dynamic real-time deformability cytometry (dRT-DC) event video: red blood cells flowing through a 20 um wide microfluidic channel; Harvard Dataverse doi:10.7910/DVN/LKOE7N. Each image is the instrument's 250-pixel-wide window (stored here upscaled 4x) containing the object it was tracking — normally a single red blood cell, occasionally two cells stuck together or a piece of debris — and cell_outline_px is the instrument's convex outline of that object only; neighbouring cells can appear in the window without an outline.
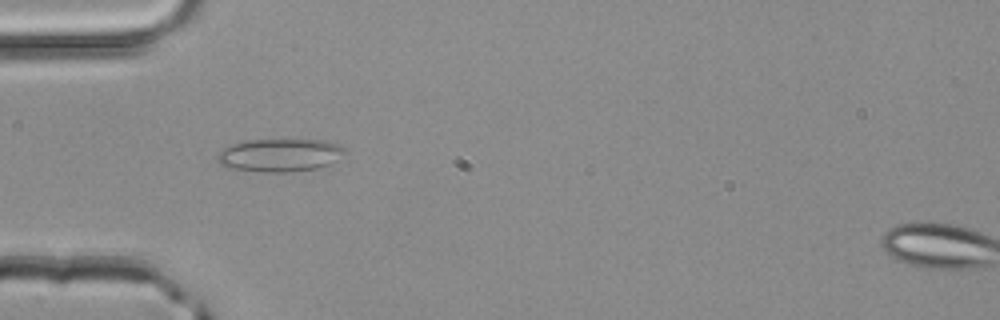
{"species": "common noctule bat (a hibernating species)", "species_latin": "Nyctalus noctula", "temperature_condition": "room temperature", "stored_images_in_passage": 35, "camera_frame_rate_fps": 3000, "um_per_image_px": 0.085, "animal": {"sex": "male", "body_mass_g": 20.4}, "frame": {"image": 1, "passage_image": 1, "time_ms": 0.0, "image_size_px": [1000, 320], "cell_outline_px": [[344, 152], [328, 164], [316, 168], [288, 172], [268, 172], [232, 168], [220, 164], [216, 160], [216, 156], [224, 148], [232, 144], [248, 140], [328, 140], [344, 148]], "centroid_in_image_um": [23.74, 13.18], "position_along_channel_um": 61.3, "area_um2": 23.99}}
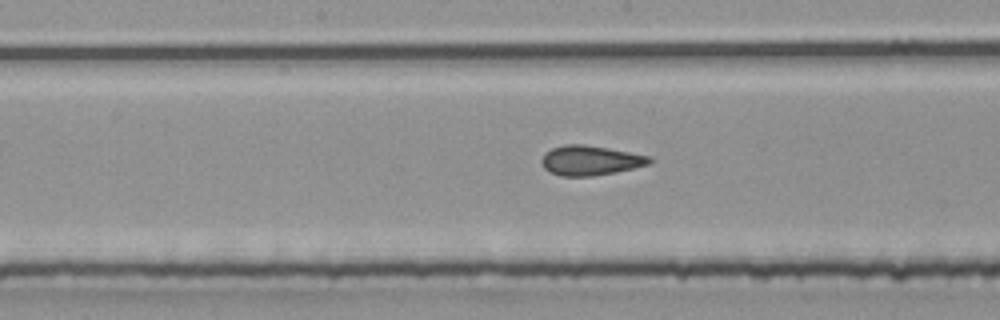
{"frame": {"image": 2, "passage_image": 11, "time_ms": 3.333, "image_size_px": [1000, 320], "cell_outline_px": [[652, 164], [616, 172], [592, 176], [560, 176], [544, 168], [540, 160], [544, 152], [552, 148], [564, 144], [584, 144], [608, 148], [652, 156]], "centroid_in_image_um": [50.19, 13.63], "position_along_channel_um": 198.0, "area_um2": 18.9}}
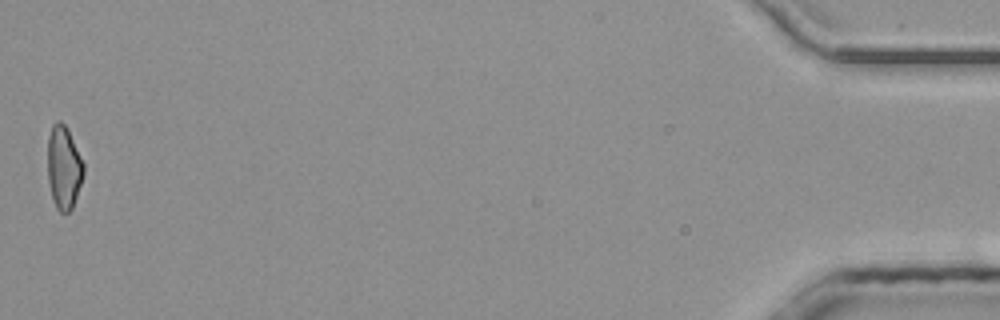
{"frame": {"image": 3, "passage_image": 35, "time_ms": 11.333, "image_size_px": [1000, 320], "cell_outline_px": [[84, 172], [72, 208], [68, 212], [60, 212], [56, 208], [52, 196], [48, 180], [48, 136], [52, 124], [56, 120], [60, 120], [68, 128], [84, 164]], "centroid_in_image_um": [5.41, 14.18], "position_along_channel_um": 429.8, "area_um2": 17.34}, "authors_computed_cell_mechanics": {"area_um2": 18.1492, "velocity_mm_per_s": 4.1692, "shape_relaxation_time_tau1_ms": null, "shape_relaxation_time_tau2_ms": 1.8602, "deformation_change_tau1": null, "deformation_change_tau2": 0.0839}}